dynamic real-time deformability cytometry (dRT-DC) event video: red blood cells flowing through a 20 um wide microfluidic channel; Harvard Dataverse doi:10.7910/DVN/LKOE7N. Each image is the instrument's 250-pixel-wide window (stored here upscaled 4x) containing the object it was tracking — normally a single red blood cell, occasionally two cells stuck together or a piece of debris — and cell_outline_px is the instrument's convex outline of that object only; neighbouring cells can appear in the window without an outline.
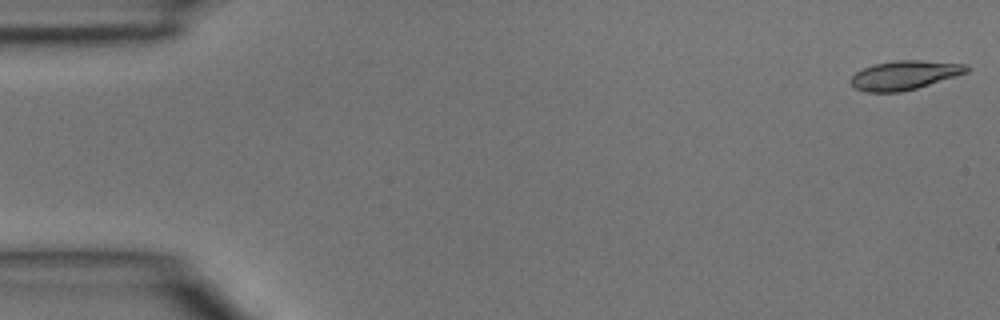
{"species": "common noctule bat (a hibernating species)", "species_latin": "Nyctalus noctula", "temperature_condition": "room temperature", "stored_images_in_passage": 47, "camera_frame_rate_fps": 3000, "um_per_image_px": 0.085, "animal": {"sex": "male", "body_mass_g": 15.6}, "frame": {"image": 1, "passage_image": 1, "time_ms": 0.0, "image_size_px": [1000, 320], "cell_outline_px": [[968, 72], [956, 76], [916, 88], [900, 92], [864, 92], [856, 88], [848, 80], [856, 72], [864, 68], [876, 64], [896, 60], [920, 60], [968, 64]], "centroid_in_image_um": [76.88, 6.39], "position_along_channel_um": 8.1, "area_um2": 19.48}}
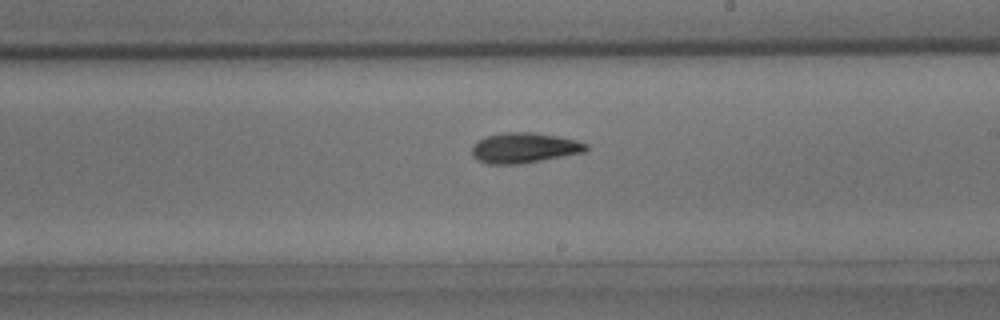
{"frame": {"image": 2, "passage_image": 27, "time_ms": 8.667, "image_size_px": [1000, 320], "cell_outline_px": [[588, 148], [584, 152], [520, 164], [488, 164], [472, 156], [472, 144], [476, 140], [484, 136], [500, 132], [532, 132], [556, 136], [576, 140], [588, 144]], "centroid_in_image_um": [44.51, 12.55], "position_along_channel_um": 244.5, "area_um2": 20.23}}
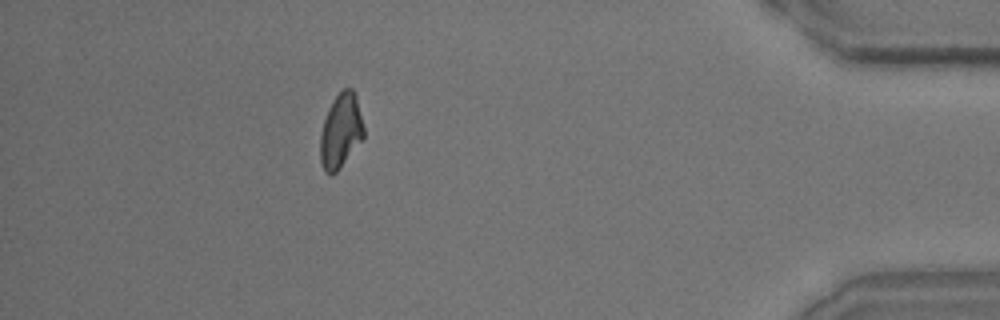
{"frame": {"image": 3, "passage_image": 42, "time_ms": 13.667, "image_size_px": [1000, 320], "cell_outline_px": [[364, 136], [340, 168], [332, 176], [324, 172], [320, 160], [320, 136], [324, 120], [328, 108], [332, 100], [344, 88], [352, 88], [356, 96], [364, 128]], "centroid_in_image_um": [28.95, 11.14], "position_along_channel_um": 406.3, "area_um2": 18.79}}